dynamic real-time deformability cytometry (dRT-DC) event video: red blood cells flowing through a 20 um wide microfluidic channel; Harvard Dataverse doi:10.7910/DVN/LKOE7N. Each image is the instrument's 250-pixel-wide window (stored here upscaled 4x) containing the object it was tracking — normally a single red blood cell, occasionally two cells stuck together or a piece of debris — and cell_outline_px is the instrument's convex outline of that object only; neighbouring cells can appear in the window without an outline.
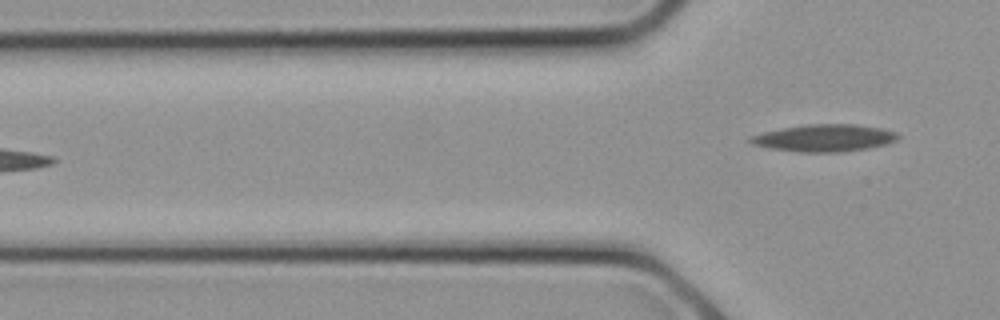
{"species": "common noctule bat (a hibernating species)", "species_latin": "Nyctalus noctula", "temperature_condition": "cold", "stored_images_in_passage": 11, "segment_of_instrument_passage": [2, 2], "camera_frame_rate_fps": 3000, "um_per_image_px": 0.085, "animal": {"sex": "female", "body_mass_g": 21.9}, "frame": {"image": 1, "passage_image": 11, "time_ms": 3.333, "image_size_px": [1000, 320], "cell_outline_px": [[900, 136], [896, 140], [888, 144], [868, 148], [840, 152], [800, 152], [768, 148], [752, 144], [748, 140], [748, 136], [764, 132], [784, 128], [808, 124], [852, 124], [880, 128], [896, 132]], "centroid_in_image_um": [70.06, 11.73], "position_along_channel_um": 55.7, "area_um2": 23.29}}